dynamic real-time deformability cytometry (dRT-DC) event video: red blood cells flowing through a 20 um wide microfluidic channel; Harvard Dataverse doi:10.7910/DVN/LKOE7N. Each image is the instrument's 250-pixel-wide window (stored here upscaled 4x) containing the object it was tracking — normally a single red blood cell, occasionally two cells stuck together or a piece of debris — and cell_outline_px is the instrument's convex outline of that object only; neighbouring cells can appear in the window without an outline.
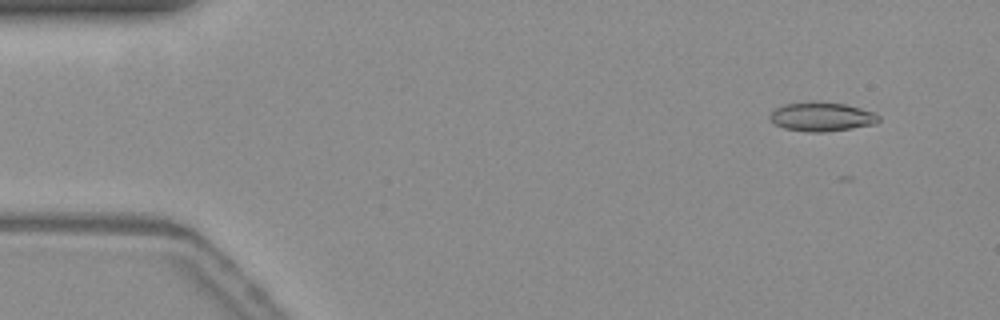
{"species": "common noctule bat (a hibernating species)", "species_latin": "Nyctalus noctula", "temperature_condition": "warm", "stored_images_in_passage": 14, "camera_frame_rate_fps": 3000, "um_per_image_px": 0.085, "animal": {"sex": "female", "body_mass_g": 19.3, "forearm_length_mm": 54.1}, "frame": {"image": 1, "passage_image": 1, "time_ms": 0.0, "image_size_px": [1000, 320], "cell_outline_px": [[880, 120], [872, 124], [848, 128], [820, 132], [816, 132], [784, 128], [768, 120], [768, 116], [776, 108], [784, 104], [820, 100], [844, 104], [860, 108], [872, 112], [880, 116]], "centroid_in_image_um": [69.79, 9.89], "position_along_channel_um": 15.2, "area_um2": 18.21}}
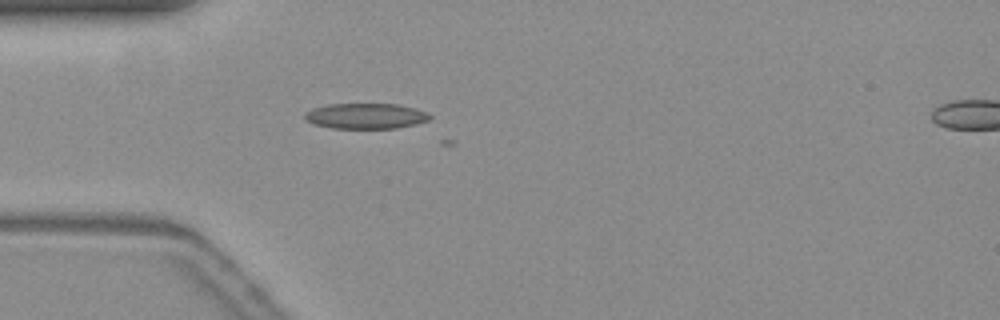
{"frame": {"image": 2, "passage_image": 12, "time_ms": 3.667, "image_size_px": [1000, 320], "cell_outline_px": [[432, 116], [428, 120], [416, 124], [396, 128], [332, 128], [316, 124], [308, 120], [304, 116], [304, 112], [312, 108], [328, 104], [400, 104], [416, 108]], "centroid_in_image_um": [31.1, 9.85], "position_along_channel_um": 53.9, "area_um2": 18.5}}